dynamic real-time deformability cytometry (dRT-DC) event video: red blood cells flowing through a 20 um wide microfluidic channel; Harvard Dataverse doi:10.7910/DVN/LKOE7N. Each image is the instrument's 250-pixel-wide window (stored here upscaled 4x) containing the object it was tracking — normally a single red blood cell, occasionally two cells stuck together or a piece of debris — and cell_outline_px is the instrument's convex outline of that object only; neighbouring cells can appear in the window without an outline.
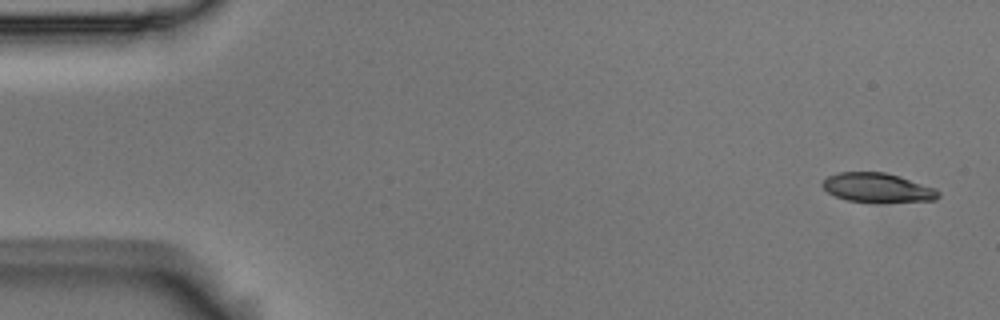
{"species": "Egyptian fruit bat (a non-hibernating species)", "species_latin": "Rousettus aegyptiacus", "temperature_condition": "room temperature", "stored_images_in_passage": 5, "camera_frame_rate_fps": 3000, "um_per_image_px": 0.085, "animal": {"sex": "male"}, "frame": {"image": 1, "passage_image": 1, "time_ms": 0.0, "image_size_px": [1000, 320], "cell_outline_px": [[940, 196], [936, 200], [848, 200], [836, 196], [828, 192], [820, 184], [828, 176], [840, 172], [884, 172], [900, 176], [936, 188], [940, 192]], "centroid_in_image_um": [74.59, 15.91], "position_along_channel_um": 10.4, "area_um2": 19.02}}
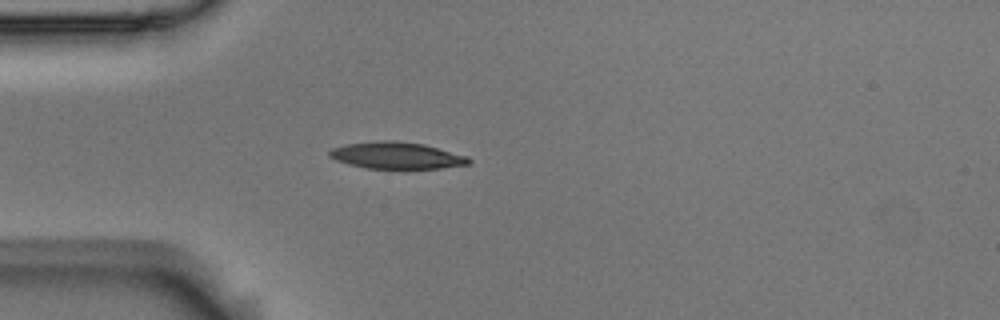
{"frame": {"image": 2, "passage_image": 5, "time_ms": 1.333, "image_size_px": [1000, 320], "cell_outline_px": [[472, 160], [468, 164], [440, 168], [364, 168], [348, 164], [336, 160], [328, 156], [328, 152], [332, 148], [348, 144], [380, 140], [396, 140], [424, 144], [468, 156]], "centroid_in_image_um": [33.7, 13.21], "position_along_channel_um": 51.3, "area_um2": 21.68}}